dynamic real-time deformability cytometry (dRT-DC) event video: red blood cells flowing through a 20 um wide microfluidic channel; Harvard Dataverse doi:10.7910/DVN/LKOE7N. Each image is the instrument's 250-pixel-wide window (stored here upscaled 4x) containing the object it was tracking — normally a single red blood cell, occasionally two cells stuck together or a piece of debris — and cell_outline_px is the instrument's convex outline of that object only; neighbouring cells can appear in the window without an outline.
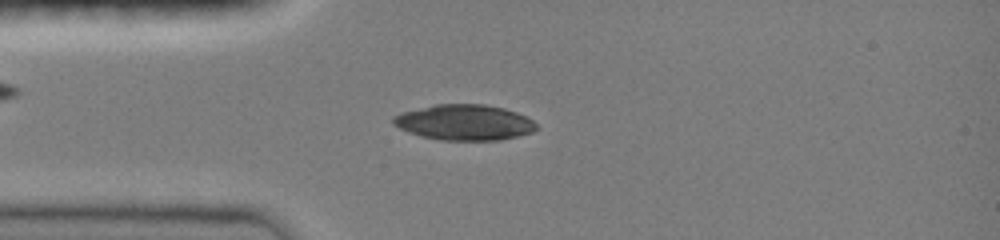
{"species": "common noctule bat (a hibernating species)", "species_latin": "Nyctalus noctula", "temperature_condition": "room temperature", "stored_images_in_passage": 47, "camera_frame_rate_fps": 3000, "um_per_image_px": 0.085, "animal": {"sex": "female", "body_mass_g": 19.0, "forearm_length_mm": 51.5}, "frame": {"image": 1, "passage_image": 12, "time_ms": 3.667, "image_size_px": [1000, 240], "cell_outline_px": [[540, 128], [532, 132], [500, 140], [440, 140], [420, 136], [408, 132], [392, 124], [392, 116], [400, 112], [436, 104], [484, 104], [504, 108], [516, 112], [532, 120]], "centroid_in_image_um": [39.44, 10.4], "position_along_channel_um": 45.6, "area_um2": 29.82}}
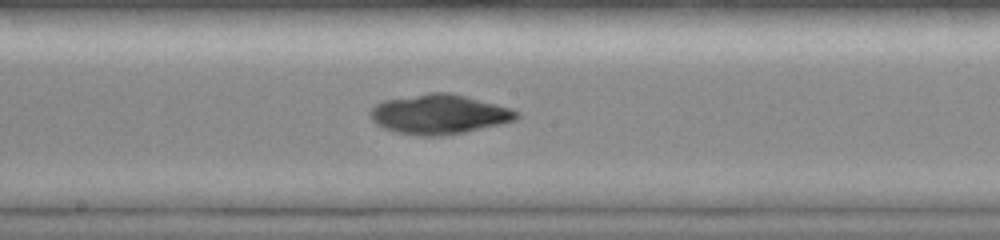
{"frame": {"image": 2, "passage_image": 25, "time_ms": 8.0, "image_size_px": [1000, 240], "cell_outline_px": [[520, 116], [516, 120], [464, 132], [440, 136], [420, 136], [396, 132], [384, 128], [376, 124], [368, 116], [368, 112], [376, 104], [384, 100], [428, 92], [448, 92], [496, 104], [520, 112]], "centroid_in_image_um": [37.28, 9.71], "position_along_channel_um": 210.9, "area_um2": 33.7}}
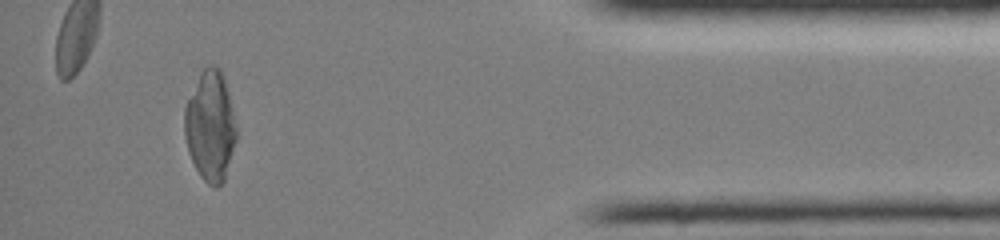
{"frame": {"image": 3, "passage_image": 43, "time_ms": 14.0, "image_size_px": [1000, 240], "cell_outline_px": [[236, 140], [224, 180], [216, 188], [208, 184], [200, 176], [188, 152], [184, 136], [184, 108], [200, 72], [208, 64], [212, 64], [220, 68], [228, 92], [236, 124]], "centroid_in_image_um": [17.86, 10.71], "position_along_channel_um": 417.3, "area_um2": 33.18}}